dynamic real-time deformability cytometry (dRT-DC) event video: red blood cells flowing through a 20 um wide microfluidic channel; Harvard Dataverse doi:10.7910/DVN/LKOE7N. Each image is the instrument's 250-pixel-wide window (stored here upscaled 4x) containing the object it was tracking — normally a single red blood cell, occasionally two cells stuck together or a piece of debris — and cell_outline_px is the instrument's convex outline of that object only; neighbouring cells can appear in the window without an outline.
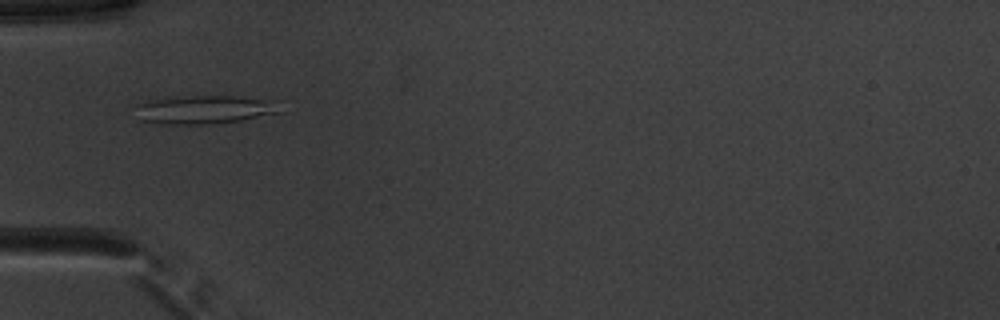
{"species": "common noctule bat (a hibernating species)", "species_latin": "Nyctalus noctula", "temperature_condition": "warm", "stored_images_in_passage": 51, "camera_frame_rate_fps": 3000, "um_per_image_px": 0.085, "animal": {"sex": "male", "body_mass_g": 20.1, "forearm_length_mm": 53.5}, "frame": {"image": 1, "passage_image": 17, "time_ms": 5.333, "image_size_px": [1000, 320], "cell_outline_px": [[284, 112], [240, 120], [212, 124], [160, 124], [140, 120], [140, 104], [152, 100], [176, 96], [236, 96], [280, 100]], "centroid_in_image_um": [17.57, 9.3], "position_along_channel_um": 67.4, "area_um2": 24.1}}
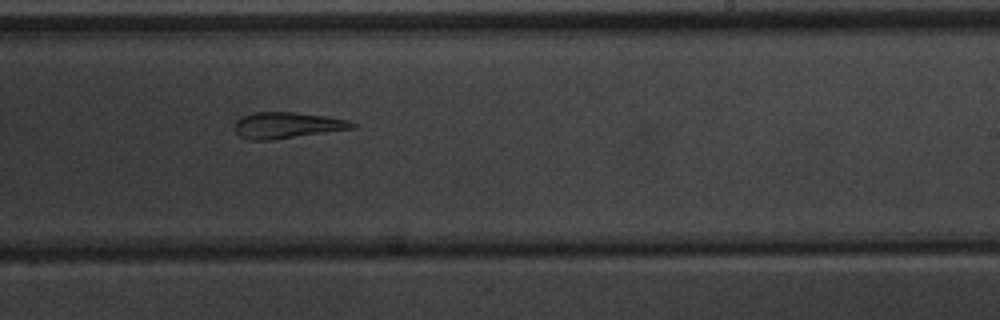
{"frame": {"image": 2, "passage_image": 32, "time_ms": 10.333, "image_size_px": [1000, 320], "cell_outline_px": [[356, 128], [272, 140], [248, 140], [240, 136], [232, 128], [236, 120], [240, 116], [252, 112], [296, 112], [328, 116], [348, 120], [356, 124]], "centroid_in_image_um": [24.36, 10.64], "position_along_channel_um": 264.6, "area_um2": 18.26}}
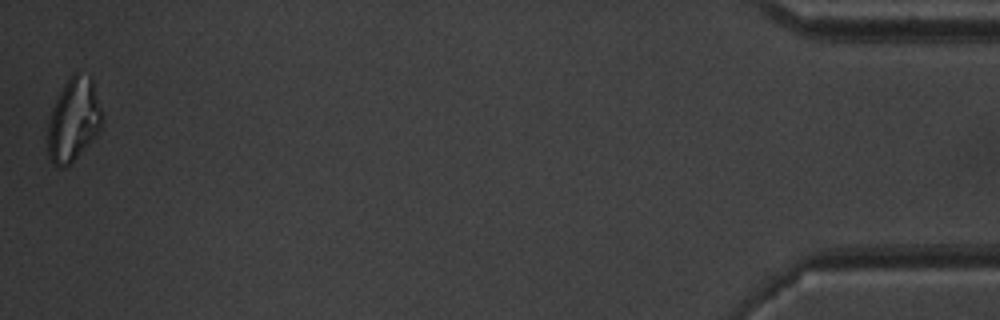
{"frame": {"image": 3, "passage_image": 51, "time_ms": 16.667, "image_size_px": [1000, 320], "cell_outline_px": [[100, 128], [96, 136], [64, 168], [56, 168], [52, 164], [48, 156], [48, 120], [52, 108], [64, 84], [72, 72], [76, 68], [92, 76], [100, 108]], "centroid_in_image_um": [6.22, 10.13], "position_along_channel_um": 429.0, "area_um2": 26.3}, "authors_computed_cell_mechanics": {"area_um2": 23.3512, "velocity_mm_per_s": 3.9591, "shape_relaxation_time_tau1_ms": null, "shape_relaxation_time_tau2_ms": 3.5409, "deformation_change_tau1": null, "deformation_change_tau2": 0.1302}}